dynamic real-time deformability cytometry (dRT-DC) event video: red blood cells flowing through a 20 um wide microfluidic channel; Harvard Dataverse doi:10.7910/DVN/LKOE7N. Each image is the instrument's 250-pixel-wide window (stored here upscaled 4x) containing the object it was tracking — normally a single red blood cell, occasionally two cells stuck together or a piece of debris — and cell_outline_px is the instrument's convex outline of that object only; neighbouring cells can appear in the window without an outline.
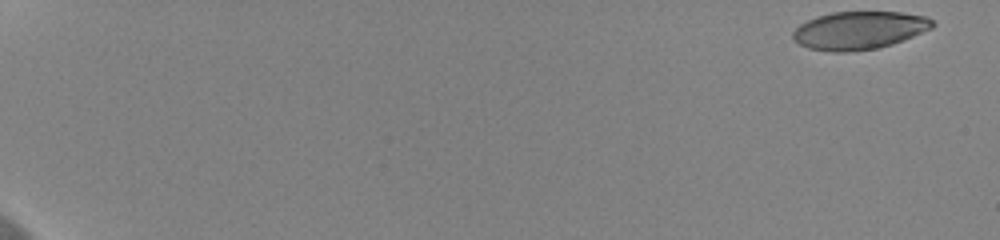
{"species": "human", "species_latin": "Homo sapiens", "temperature_condition": "cold", "stored_images_in_passage": 53, "camera_frame_rate_fps": 3000, "um_per_image_px": 0.085, "donor": {"sex": "female"}, "frame": {"image": 1, "passage_image": 1, "time_ms": 0.0, "image_size_px": [1000, 240], "cell_outline_px": [[936, 24], [932, 28], [892, 44], [876, 48], [848, 52], [832, 52], [808, 48], [800, 44], [792, 36], [792, 32], [800, 24], [816, 16], [832, 12], [900, 12], [924, 16], [932, 20]], "centroid_in_image_um": [73.01, 2.57], "position_along_channel_um": 12.0, "area_um2": 30.69}}
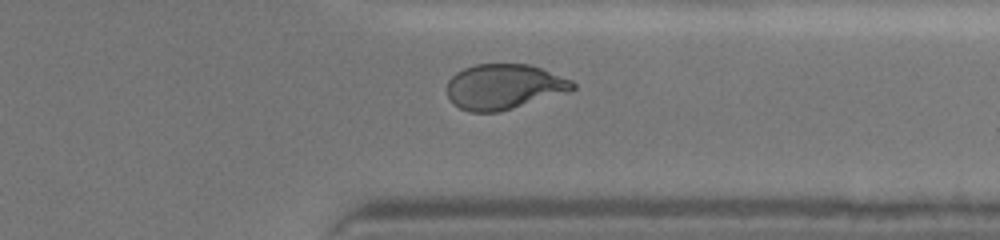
{"frame": {"image": 2, "passage_image": 47, "time_ms": 15.333, "image_size_px": [1000, 240], "cell_outline_px": [[576, 88], [512, 108], [496, 112], [468, 112], [452, 104], [448, 100], [448, 80], [456, 72], [464, 68], [476, 64], [528, 64], [540, 68], [572, 80], [576, 84]], "centroid_in_image_um": [42.77, 7.36], "position_along_channel_um": 368.6, "area_um2": 32.71}}
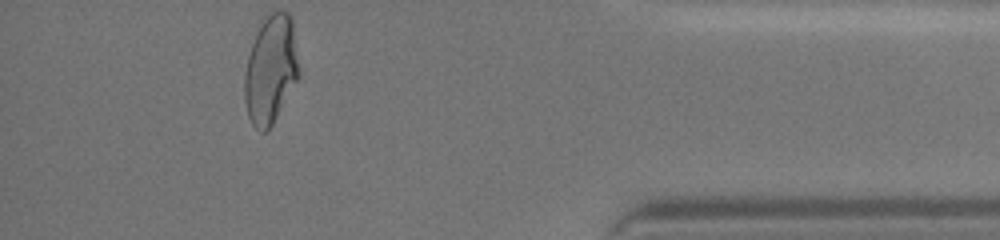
{"frame": {"image": 3, "passage_image": 53, "time_ms": 17.333, "image_size_px": [1000, 240], "cell_outline_px": [[300, 76], [268, 132], [260, 132], [252, 124], [248, 116], [244, 100], [244, 72], [248, 56], [260, 20], [272, 12], [288, 12], [292, 16], [300, 72]], "centroid_in_image_um": [23.01, 5.92], "position_along_channel_um": 412.2, "area_um2": 34.8}, "authors_computed_cell_mechanics": {"area_um2": 33.2928, "velocity_mm_per_s": 3.6455, "shape_relaxation_time_tau1_ms": 4.7447, "shape_relaxation_time_tau2_ms": 1.2218, "deformation_change_tau1": 0.1948, "deformation_change_tau2": 0.0622}}